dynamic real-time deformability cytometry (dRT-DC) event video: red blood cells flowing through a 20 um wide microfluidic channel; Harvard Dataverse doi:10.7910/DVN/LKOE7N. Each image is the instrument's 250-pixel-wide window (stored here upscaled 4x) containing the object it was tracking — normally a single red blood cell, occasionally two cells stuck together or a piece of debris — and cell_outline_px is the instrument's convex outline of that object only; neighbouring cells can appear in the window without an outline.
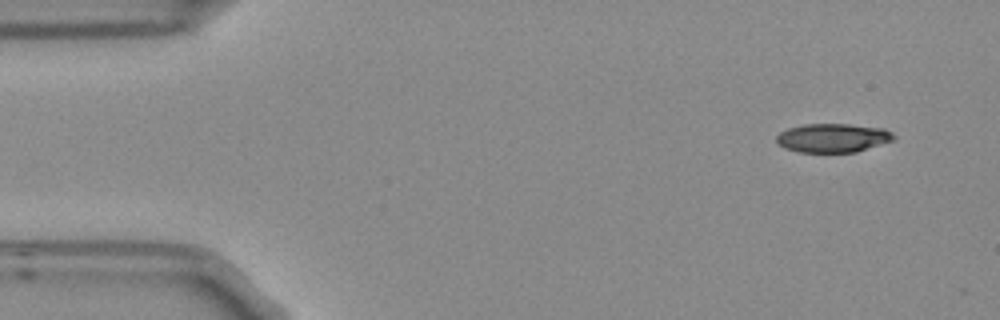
{"species": "Egyptian fruit bat (a non-hibernating species)", "species_latin": "Rousettus aegyptiacus", "temperature_condition": "room temperature", "stored_images_in_passage": 5, "camera_frame_rate_fps": 3000, "um_per_image_px": 0.085, "frame": {"image": 1, "passage_image": 1, "time_ms": 0.0, "image_size_px": [1000, 320], "cell_outline_px": [[896, 140], [856, 152], [796, 152], [784, 148], [776, 140], [776, 136], [780, 132], [788, 128], [804, 124], [848, 124], [884, 128], [892, 132], [896, 136]], "centroid_in_image_um": [70.82, 11.72], "position_along_channel_um": 14.2, "area_um2": 19.88}}
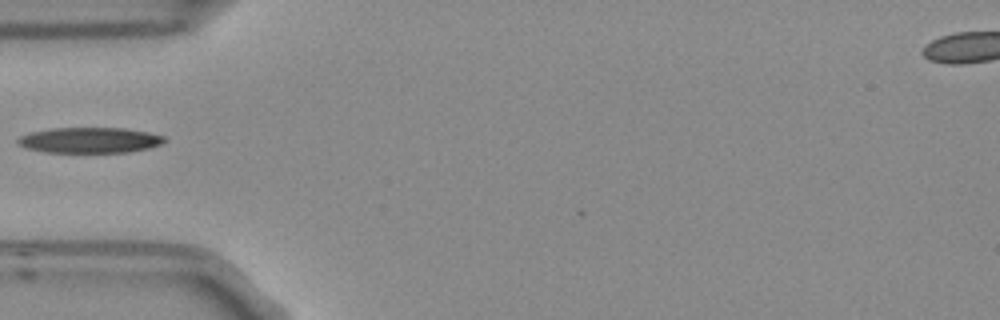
{"frame": {"image": 2, "passage_image": 4, "time_ms": 1.0, "image_size_px": [1000, 320], "cell_outline_px": [[168, 140], [160, 144], [148, 148], [128, 152], [48, 152], [28, 148], [16, 144], [16, 140], [20, 136], [32, 132], [48, 128], [124, 128], [148, 132], [164, 136]], "centroid_in_image_um": [7.63, 11.91], "position_along_channel_um": 77.4, "area_um2": 21.79}}